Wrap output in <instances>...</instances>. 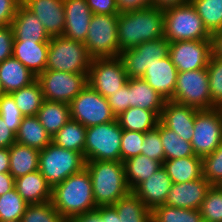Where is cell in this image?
I'll use <instances>...</instances> for the list:
<instances>
[{
	"mask_svg": "<svg viewBox=\"0 0 222 222\" xmlns=\"http://www.w3.org/2000/svg\"><path fill=\"white\" fill-rule=\"evenodd\" d=\"M91 60L84 43L63 36L50 38L46 70L88 74Z\"/></svg>",
	"mask_w": 222,
	"mask_h": 222,
	"instance_id": "cell-5",
	"label": "cell"
},
{
	"mask_svg": "<svg viewBox=\"0 0 222 222\" xmlns=\"http://www.w3.org/2000/svg\"><path fill=\"white\" fill-rule=\"evenodd\" d=\"M218 186L222 189V180L219 182Z\"/></svg>",
	"mask_w": 222,
	"mask_h": 222,
	"instance_id": "cell-59",
	"label": "cell"
},
{
	"mask_svg": "<svg viewBox=\"0 0 222 222\" xmlns=\"http://www.w3.org/2000/svg\"><path fill=\"white\" fill-rule=\"evenodd\" d=\"M68 222H118V213L113 205H102L77 215Z\"/></svg>",
	"mask_w": 222,
	"mask_h": 222,
	"instance_id": "cell-46",
	"label": "cell"
},
{
	"mask_svg": "<svg viewBox=\"0 0 222 222\" xmlns=\"http://www.w3.org/2000/svg\"><path fill=\"white\" fill-rule=\"evenodd\" d=\"M10 95L24 117L37 116L44 101L42 88L37 79L30 85L11 92Z\"/></svg>",
	"mask_w": 222,
	"mask_h": 222,
	"instance_id": "cell-35",
	"label": "cell"
},
{
	"mask_svg": "<svg viewBox=\"0 0 222 222\" xmlns=\"http://www.w3.org/2000/svg\"><path fill=\"white\" fill-rule=\"evenodd\" d=\"M15 179L10 173H0V196L14 188Z\"/></svg>",
	"mask_w": 222,
	"mask_h": 222,
	"instance_id": "cell-55",
	"label": "cell"
},
{
	"mask_svg": "<svg viewBox=\"0 0 222 222\" xmlns=\"http://www.w3.org/2000/svg\"><path fill=\"white\" fill-rule=\"evenodd\" d=\"M22 0H0V27L11 25Z\"/></svg>",
	"mask_w": 222,
	"mask_h": 222,
	"instance_id": "cell-50",
	"label": "cell"
},
{
	"mask_svg": "<svg viewBox=\"0 0 222 222\" xmlns=\"http://www.w3.org/2000/svg\"><path fill=\"white\" fill-rule=\"evenodd\" d=\"M49 42L13 41L12 56L36 77L46 70Z\"/></svg>",
	"mask_w": 222,
	"mask_h": 222,
	"instance_id": "cell-23",
	"label": "cell"
},
{
	"mask_svg": "<svg viewBox=\"0 0 222 222\" xmlns=\"http://www.w3.org/2000/svg\"><path fill=\"white\" fill-rule=\"evenodd\" d=\"M172 184L170 176L161 166L148 179L141 182L133 192L152 210L165 203Z\"/></svg>",
	"mask_w": 222,
	"mask_h": 222,
	"instance_id": "cell-21",
	"label": "cell"
},
{
	"mask_svg": "<svg viewBox=\"0 0 222 222\" xmlns=\"http://www.w3.org/2000/svg\"><path fill=\"white\" fill-rule=\"evenodd\" d=\"M113 206L118 213V222H151V210L133 191Z\"/></svg>",
	"mask_w": 222,
	"mask_h": 222,
	"instance_id": "cell-33",
	"label": "cell"
},
{
	"mask_svg": "<svg viewBox=\"0 0 222 222\" xmlns=\"http://www.w3.org/2000/svg\"><path fill=\"white\" fill-rule=\"evenodd\" d=\"M37 117L47 133L53 137L70 119V105L44 100Z\"/></svg>",
	"mask_w": 222,
	"mask_h": 222,
	"instance_id": "cell-29",
	"label": "cell"
},
{
	"mask_svg": "<svg viewBox=\"0 0 222 222\" xmlns=\"http://www.w3.org/2000/svg\"><path fill=\"white\" fill-rule=\"evenodd\" d=\"M151 222H202L200 211L159 205L151 210Z\"/></svg>",
	"mask_w": 222,
	"mask_h": 222,
	"instance_id": "cell-38",
	"label": "cell"
},
{
	"mask_svg": "<svg viewBox=\"0 0 222 222\" xmlns=\"http://www.w3.org/2000/svg\"><path fill=\"white\" fill-rule=\"evenodd\" d=\"M152 0H116L119 14L151 7Z\"/></svg>",
	"mask_w": 222,
	"mask_h": 222,
	"instance_id": "cell-52",
	"label": "cell"
},
{
	"mask_svg": "<svg viewBox=\"0 0 222 222\" xmlns=\"http://www.w3.org/2000/svg\"><path fill=\"white\" fill-rule=\"evenodd\" d=\"M168 54L178 72L207 68L212 55V41L191 40L170 42Z\"/></svg>",
	"mask_w": 222,
	"mask_h": 222,
	"instance_id": "cell-15",
	"label": "cell"
},
{
	"mask_svg": "<svg viewBox=\"0 0 222 222\" xmlns=\"http://www.w3.org/2000/svg\"><path fill=\"white\" fill-rule=\"evenodd\" d=\"M128 76L119 57L92 58L88 85L107 98L127 84Z\"/></svg>",
	"mask_w": 222,
	"mask_h": 222,
	"instance_id": "cell-13",
	"label": "cell"
},
{
	"mask_svg": "<svg viewBox=\"0 0 222 222\" xmlns=\"http://www.w3.org/2000/svg\"><path fill=\"white\" fill-rule=\"evenodd\" d=\"M14 34L11 25L0 27V63L12 56Z\"/></svg>",
	"mask_w": 222,
	"mask_h": 222,
	"instance_id": "cell-49",
	"label": "cell"
},
{
	"mask_svg": "<svg viewBox=\"0 0 222 222\" xmlns=\"http://www.w3.org/2000/svg\"><path fill=\"white\" fill-rule=\"evenodd\" d=\"M69 105L71 119L87 128L116 120L107 98L89 85Z\"/></svg>",
	"mask_w": 222,
	"mask_h": 222,
	"instance_id": "cell-9",
	"label": "cell"
},
{
	"mask_svg": "<svg viewBox=\"0 0 222 222\" xmlns=\"http://www.w3.org/2000/svg\"><path fill=\"white\" fill-rule=\"evenodd\" d=\"M159 116L150 110L138 107H130L125 112L116 117L123 130L145 133L156 128Z\"/></svg>",
	"mask_w": 222,
	"mask_h": 222,
	"instance_id": "cell-32",
	"label": "cell"
},
{
	"mask_svg": "<svg viewBox=\"0 0 222 222\" xmlns=\"http://www.w3.org/2000/svg\"><path fill=\"white\" fill-rule=\"evenodd\" d=\"M36 79L37 77L13 56L0 63V81L5 94L28 86Z\"/></svg>",
	"mask_w": 222,
	"mask_h": 222,
	"instance_id": "cell-26",
	"label": "cell"
},
{
	"mask_svg": "<svg viewBox=\"0 0 222 222\" xmlns=\"http://www.w3.org/2000/svg\"><path fill=\"white\" fill-rule=\"evenodd\" d=\"M111 111L118 117L121 113L129 109V85L126 84L117 92L107 97Z\"/></svg>",
	"mask_w": 222,
	"mask_h": 222,
	"instance_id": "cell-48",
	"label": "cell"
},
{
	"mask_svg": "<svg viewBox=\"0 0 222 222\" xmlns=\"http://www.w3.org/2000/svg\"><path fill=\"white\" fill-rule=\"evenodd\" d=\"M53 207L68 222L71 218L95 210L92 182L86 167L52 188Z\"/></svg>",
	"mask_w": 222,
	"mask_h": 222,
	"instance_id": "cell-1",
	"label": "cell"
},
{
	"mask_svg": "<svg viewBox=\"0 0 222 222\" xmlns=\"http://www.w3.org/2000/svg\"><path fill=\"white\" fill-rule=\"evenodd\" d=\"M189 2L190 0H152L151 7H155L159 10H166Z\"/></svg>",
	"mask_w": 222,
	"mask_h": 222,
	"instance_id": "cell-54",
	"label": "cell"
},
{
	"mask_svg": "<svg viewBox=\"0 0 222 222\" xmlns=\"http://www.w3.org/2000/svg\"><path fill=\"white\" fill-rule=\"evenodd\" d=\"M197 108L166 100L159 121L184 140L191 142Z\"/></svg>",
	"mask_w": 222,
	"mask_h": 222,
	"instance_id": "cell-16",
	"label": "cell"
},
{
	"mask_svg": "<svg viewBox=\"0 0 222 222\" xmlns=\"http://www.w3.org/2000/svg\"><path fill=\"white\" fill-rule=\"evenodd\" d=\"M129 108L138 107L161 115L165 99L161 97L144 79L129 78Z\"/></svg>",
	"mask_w": 222,
	"mask_h": 222,
	"instance_id": "cell-25",
	"label": "cell"
},
{
	"mask_svg": "<svg viewBox=\"0 0 222 222\" xmlns=\"http://www.w3.org/2000/svg\"><path fill=\"white\" fill-rule=\"evenodd\" d=\"M0 173H9V148L0 147Z\"/></svg>",
	"mask_w": 222,
	"mask_h": 222,
	"instance_id": "cell-57",
	"label": "cell"
},
{
	"mask_svg": "<svg viewBox=\"0 0 222 222\" xmlns=\"http://www.w3.org/2000/svg\"><path fill=\"white\" fill-rule=\"evenodd\" d=\"M125 175L128 187L133 191L141 182L148 179L161 166L162 163L140 154L124 162Z\"/></svg>",
	"mask_w": 222,
	"mask_h": 222,
	"instance_id": "cell-31",
	"label": "cell"
},
{
	"mask_svg": "<svg viewBox=\"0 0 222 222\" xmlns=\"http://www.w3.org/2000/svg\"><path fill=\"white\" fill-rule=\"evenodd\" d=\"M44 100L70 102L88 85V74L45 70L37 76Z\"/></svg>",
	"mask_w": 222,
	"mask_h": 222,
	"instance_id": "cell-10",
	"label": "cell"
},
{
	"mask_svg": "<svg viewBox=\"0 0 222 222\" xmlns=\"http://www.w3.org/2000/svg\"><path fill=\"white\" fill-rule=\"evenodd\" d=\"M40 150L15 142L9 147V173L14 179L39 170Z\"/></svg>",
	"mask_w": 222,
	"mask_h": 222,
	"instance_id": "cell-27",
	"label": "cell"
},
{
	"mask_svg": "<svg viewBox=\"0 0 222 222\" xmlns=\"http://www.w3.org/2000/svg\"><path fill=\"white\" fill-rule=\"evenodd\" d=\"M162 166L172 183H184L203 177V162L199 156L164 160Z\"/></svg>",
	"mask_w": 222,
	"mask_h": 222,
	"instance_id": "cell-28",
	"label": "cell"
},
{
	"mask_svg": "<svg viewBox=\"0 0 222 222\" xmlns=\"http://www.w3.org/2000/svg\"><path fill=\"white\" fill-rule=\"evenodd\" d=\"M85 167L90 174L97 206L113 205L131 192L122 161H86Z\"/></svg>",
	"mask_w": 222,
	"mask_h": 222,
	"instance_id": "cell-3",
	"label": "cell"
},
{
	"mask_svg": "<svg viewBox=\"0 0 222 222\" xmlns=\"http://www.w3.org/2000/svg\"><path fill=\"white\" fill-rule=\"evenodd\" d=\"M144 139V133L123 130L121 145V161L142 154V142Z\"/></svg>",
	"mask_w": 222,
	"mask_h": 222,
	"instance_id": "cell-45",
	"label": "cell"
},
{
	"mask_svg": "<svg viewBox=\"0 0 222 222\" xmlns=\"http://www.w3.org/2000/svg\"><path fill=\"white\" fill-rule=\"evenodd\" d=\"M156 129L160 133L165 160L196 156L190 142L184 140L177 133L165 127L160 121Z\"/></svg>",
	"mask_w": 222,
	"mask_h": 222,
	"instance_id": "cell-36",
	"label": "cell"
},
{
	"mask_svg": "<svg viewBox=\"0 0 222 222\" xmlns=\"http://www.w3.org/2000/svg\"><path fill=\"white\" fill-rule=\"evenodd\" d=\"M5 222H21V221H5Z\"/></svg>",
	"mask_w": 222,
	"mask_h": 222,
	"instance_id": "cell-60",
	"label": "cell"
},
{
	"mask_svg": "<svg viewBox=\"0 0 222 222\" xmlns=\"http://www.w3.org/2000/svg\"><path fill=\"white\" fill-rule=\"evenodd\" d=\"M28 203L14 187L0 196V222L20 221Z\"/></svg>",
	"mask_w": 222,
	"mask_h": 222,
	"instance_id": "cell-39",
	"label": "cell"
},
{
	"mask_svg": "<svg viewBox=\"0 0 222 222\" xmlns=\"http://www.w3.org/2000/svg\"><path fill=\"white\" fill-rule=\"evenodd\" d=\"M14 187L28 204L51 201L52 187L39 170L15 179Z\"/></svg>",
	"mask_w": 222,
	"mask_h": 222,
	"instance_id": "cell-24",
	"label": "cell"
},
{
	"mask_svg": "<svg viewBox=\"0 0 222 222\" xmlns=\"http://www.w3.org/2000/svg\"><path fill=\"white\" fill-rule=\"evenodd\" d=\"M191 140L196 156L211 154L222 142V108L197 110Z\"/></svg>",
	"mask_w": 222,
	"mask_h": 222,
	"instance_id": "cell-12",
	"label": "cell"
},
{
	"mask_svg": "<svg viewBox=\"0 0 222 222\" xmlns=\"http://www.w3.org/2000/svg\"><path fill=\"white\" fill-rule=\"evenodd\" d=\"M5 93H4V90H3V87H2V84H1V81H0V97L2 96V95H4Z\"/></svg>",
	"mask_w": 222,
	"mask_h": 222,
	"instance_id": "cell-58",
	"label": "cell"
},
{
	"mask_svg": "<svg viewBox=\"0 0 222 222\" xmlns=\"http://www.w3.org/2000/svg\"><path fill=\"white\" fill-rule=\"evenodd\" d=\"M164 26V10L155 7L119 14L120 53L141 43L164 37Z\"/></svg>",
	"mask_w": 222,
	"mask_h": 222,
	"instance_id": "cell-2",
	"label": "cell"
},
{
	"mask_svg": "<svg viewBox=\"0 0 222 222\" xmlns=\"http://www.w3.org/2000/svg\"><path fill=\"white\" fill-rule=\"evenodd\" d=\"M6 122L0 117V147L9 148L16 142V134L6 126Z\"/></svg>",
	"mask_w": 222,
	"mask_h": 222,
	"instance_id": "cell-53",
	"label": "cell"
},
{
	"mask_svg": "<svg viewBox=\"0 0 222 222\" xmlns=\"http://www.w3.org/2000/svg\"><path fill=\"white\" fill-rule=\"evenodd\" d=\"M142 154L148 156L150 159L157 160L161 163L164 162L165 153L163 150L160 133L156 128L144 133Z\"/></svg>",
	"mask_w": 222,
	"mask_h": 222,
	"instance_id": "cell-47",
	"label": "cell"
},
{
	"mask_svg": "<svg viewBox=\"0 0 222 222\" xmlns=\"http://www.w3.org/2000/svg\"><path fill=\"white\" fill-rule=\"evenodd\" d=\"M211 109L222 108V59L211 55L207 65Z\"/></svg>",
	"mask_w": 222,
	"mask_h": 222,
	"instance_id": "cell-42",
	"label": "cell"
},
{
	"mask_svg": "<svg viewBox=\"0 0 222 222\" xmlns=\"http://www.w3.org/2000/svg\"><path fill=\"white\" fill-rule=\"evenodd\" d=\"M22 4L35 14L50 37L63 35L64 0H22Z\"/></svg>",
	"mask_w": 222,
	"mask_h": 222,
	"instance_id": "cell-17",
	"label": "cell"
},
{
	"mask_svg": "<svg viewBox=\"0 0 222 222\" xmlns=\"http://www.w3.org/2000/svg\"><path fill=\"white\" fill-rule=\"evenodd\" d=\"M118 16L93 14L84 42L92 58L119 57Z\"/></svg>",
	"mask_w": 222,
	"mask_h": 222,
	"instance_id": "cell-8",
	"label": "cell"
},
{
	"mask_svg": "<svg viewBox=\"0 0 222 222\" xmlns=\"http://www.w3.org/2000/svg\"><path fill=\"white\" fill-rule=\"evenodd\" d=\"M14 41L49 42L50 36L35 14L22 3L11 23Z\"/></svg>",
	"mask_w": 222,
	"mask_h": 222,
	"instance_id": "cell-22",
	"label": "cell"
},
{
	"mask_svg": "<svg viewBox=\"0 0 222 222\" xmlns=\"http://www.w3.org/2000/svg\"><path fill=\"white\" fill-rule=\"evenodd\" d=\"M164 37L169 42L211 40L191 2L164 10Z\"/></svg>",
	"mask_w": 222,
	"mask_h": 222,
	"instance_id": "cell-4",
	"label": "cell"
},
{
	"mask_svg": "<svg viewBox=\"0 0 222 222\" xmlns=\"http://www.w3.org/2000/svg\"><path fill=\"white\" fill-rule=\"evenodd\" d=\"M122 133L123 129L117 119L88 127L84 146L85 161H121Z\"/></svg>",
	"mask_w": 222,
	"mask_h": 222,
	"instance_id": "cell-7",
	"label": "cell"
},
{
	"mask_svg": "<svg viewBox=\"0 0 222 222\" xmlns=\"http://www.w3.org/2000/svg\"><path fill=\"white\" fill-rule=\"evenodd\" d=\"M211 184L204 178L184 183H173L165 205L199 210Z\"/></svg>",
	"mask_w": 222,
	"mask_h": 222,
	"instance_id": "cell-18",
	"label": "cell"
},
{
	"mask_svg": "<svg viewBox=\"0 0 222 222\" xmlns=\"http://www.w3.org/2000/svg\"><path fill=\"white\" fill-rule=\"evenodd\" d=\"M190 2L211 35L222 29V0H190Z\"/></svg>",
	"mask_w": 222,
	"mask_h": 222,
	"instance_id": "cell-37",
	"label": "cell"
},
{
	"mask_svg": "<svg viewBox=\"0 0 222 222\" xmlns=\"http://www.w3.org/2000/svg\"><path fill=\"white\" fill-rule=\"evenodd\" d=\"M21 222H67L53 207L51 201L40 204H28Z\"/></svg>",
	"mask_w": 222,
	"mask_h": 222,
	"instance_id": "cell-41",
	"label": "cell"
},
{
	"mask_svg": "<svg viewBox=\"0 0 222 222\" xmlns=\"http://www.w3.org/2000/svg\"><path fill=\"white\" fill-rule=\"evenodd\" d=\"M169 41L162 37L137 45L119 54L128 78H142L146 69L169 53Z\"/></svg>",
	"mask_w": 222,
	"mask_h": 222,
	"instance_id": "cell-14",
	"label": "cell"
},
{
	"mask_svg": "<svg viewBox=\"0 0 222 222\" xmlns=\"http://www.w3.org/2000/svg\"><path fill=\"white\" fill-rule=\"evenodd\" d=\"M212 55L222 59V29L211 35Z\"/></svg>",
	"mask_w": 222,
	"mask_h": 222,
	"instance_id": "cell-56",
	"label": "cell"
},
{
	"mask_svg": "<svg viewBox=\"0 0 222 222\" xmlns=\"http://www.w3.org/2000/svg\"><path fill=\"white\" fill-rule=\"evenodd\" d=\"M93 14L119 15L116 0H86Z\"/></svg>",
	"mask_w": 222,
	"mask_h": 222,
	"instance_id": "cell-51",
	"label": "cell"
},
{
	"mask_svg": "<svg viewBox=\"0 0 222 222\" xmlns=\"http://www.w3.org/2000/svg\"><path fill=\"white\" fill-rule=\"evenodd\" d=\"M84 156L76 151L48 144L39 153V171L53 188L70 175L85 168Z\"/></svg>",
	"mask_w": 222,
	"mask_h": 222,
	"instance_id": "cell-6",
	"label": "cell"
},
{
	"mask_svg": "<svg viewBox=\"0 0 222 222\" xmlns=\"http://www.w3.org/2000/svg\"><path fill=\"white\" fill-rule=\"evenodd\" d=\"M0 117L6 122V126L17 134L23 115L10 94L0 97Z\"/></svg>",
	"mask_w": 222,
	"mask_h": 222,
	"instance_id": "cell-44",
	"label": "cell"
},
{
	"mask_svg": "<svg viewBox=\"0 0 222 222\" xmlns=\"http://www.w3.org/2000/svg\"><path fill=\"white\" fill-rule=\"evenodd\" d=\"M87 127L70 119L53 137L52 142L61 148L76 151L84 156Z\"/></svg>",
	"mask_w": 222,
	"mask_h": 222,
	"instance_id": "cell-34",
	"label": "cell"
},
{
	"mask_svg": "<svg viewBox=\"0 0 222 222\" xmlns=\"http://www.w3.org/2000/svg\"><path fill=\"white\" fill-rule=\"evenodd\" d=\"M203 177L211 184L218 185L222 180V142L209 155L202 158Z\"/></svg>",
	"mask_w": 222,
	"mask_h": 222,
	"instance_id": "cell-43",
	"label": "cell"
},
{
	"mask_svg": "<svg viewBox=\"0 0 222 222\" xmlns=\"http://www.w3.org/2000/svg\"><path fill=\"white\" fill-rule=\"evenodd\" d=\"M202 222H222V189L211 185L199 208Z\"/></svg>",
	"mask_w": 222,
	"mask_h": 222,
	"instance_id": "cell-40",
	"label": "cell"
},
{
	"mask_svg": "<svg viewBox=\"0 0 222 222\" xmlns=\"http://www.w3.org/2000/svg\"><path fill=\"white\" fill-rule=\"evenodd\" d=\"M178 70L169 54L146 69L144 79L162 98L171 100L175 91Z\"/></svg>",
	"mask_w": 222,
	"mask_h": 222,
	"instance_id": "cell-20",
	"label": "cell"
},
{
	"mask_svg": "<svg viewBox=\"0 0 222 222\" xmlns=\"http://www.w3.org/2000/svg\"><path fill=\"white\" fill-rule=\"evenodd\" d=\"M171 100L199 110L211 109L207 68L178 72L175 91Z\"/></svg>",
	"mask_w": 222,
	"mask_h": 222,
	"instance_id": "cell-11",
	"label": "cell"
},
{
	"mask_svg": "<svg viewBox=\"0 0 222 222\" xmlns=\"http://www.w3.org/2000/svg\"><path fill=\"white\" fill-rule=\"evenodd\" d=\"M16 142L38 150H43L52 142V137L40 124L37 116L23 117L16 134Z\"/></svg>",
	"mask_w": 222,
	"mask_h": 222,
	"instance_id": "cell-30",
	"label": "cell"
},
{
	"mask_svg": "<svg viewBox=\"0 0 222 222\" xmlns=\"http://www.w3.org/2000/svg\"><path fill=\"white\" fill-rule=\"evenodd\" d=\"M65 28L63 37L84 43L93 13L86 0H64Z\"/></svg>",
	"mask_w": 222,
	"mask_h": 222,
	"instance_id": "cell-19",
	"label": "cell"
}]
</instances>
